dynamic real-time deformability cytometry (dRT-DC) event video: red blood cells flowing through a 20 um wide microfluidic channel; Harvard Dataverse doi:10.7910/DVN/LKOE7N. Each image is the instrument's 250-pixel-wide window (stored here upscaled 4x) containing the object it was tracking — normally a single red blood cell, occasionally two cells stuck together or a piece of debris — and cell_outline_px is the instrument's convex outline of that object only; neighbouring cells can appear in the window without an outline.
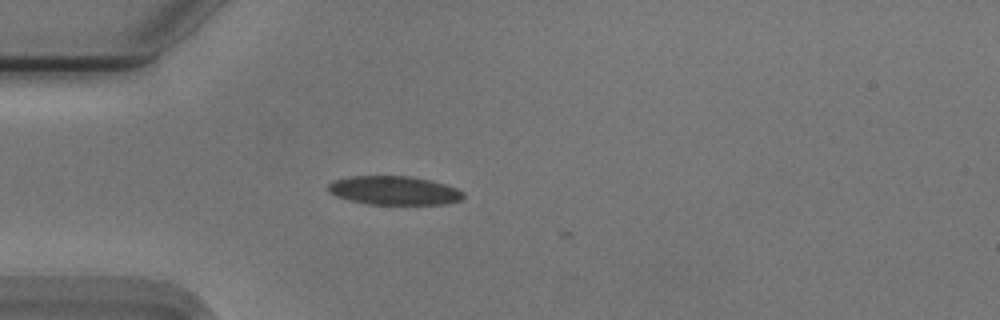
{"species": "Egyptian fruit bat (a non-hibernating species)", "species_latin": "Rousettus aegyptiacus", "temperature_condition": "cold", "stored_images_in_passage": 3, "camera_frame_rate_fps": 3000, "um_per_image_px": 0.085, "animal": {"sex": "male"}, "frame": {"image": 1, "passage_image": 1, "time_ms": 0.0, "image_size_px": [1000, 320], "cell_outline_px": [[464, 196], [460, 200], [448, 204], [368, 204], [348, 200], [336, 196], [328, 192], [328, 184], [336, 180], [352, 176], [408, 176], [432, 180], [456, 188], [464, 192]], "centroid_in_image_um": [33.51, 16.19], "position_along_channel_um": 51.5, "area_um2": 22.66}}